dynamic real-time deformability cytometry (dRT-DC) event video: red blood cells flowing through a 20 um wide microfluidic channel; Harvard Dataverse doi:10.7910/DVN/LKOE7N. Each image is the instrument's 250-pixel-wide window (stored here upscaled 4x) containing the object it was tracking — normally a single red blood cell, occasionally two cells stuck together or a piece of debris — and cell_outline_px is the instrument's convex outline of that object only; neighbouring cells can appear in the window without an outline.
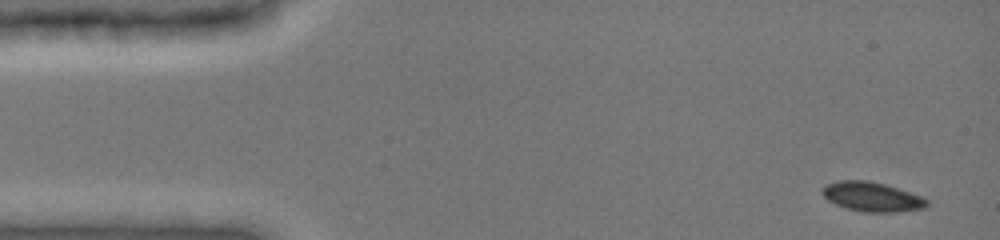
{"species": "common noctule bat (a hibernating species)", "species_latin": "Nyctalus noctula", "temperature_condition": "cold", "stored_images_in_passage": 7, "camera_frame_rate_fps": 3000, "um_per_image_px": 0.085, "animal": {"sex": "female", "body_mass_g": 19.0, "forearm_length_mm": 51.5}, "frame": {"image": 1, "passage_image": 1, "time_ms": 0.0, "image_size_px": [1000, 240], "cell_outline_px": [[928, 204], [924, 208], [896, 212], [860, 212], [844, 208], [828, 200], [824, 196], [824, 188], [828, 184], [840, 180], [864, 180], [884, 184], [920, 196], [928, 200]], "centroid_in_image_um": [74.12, 16.74], "position_along_channel_um": 10.9, "area_um2": 17.63}}
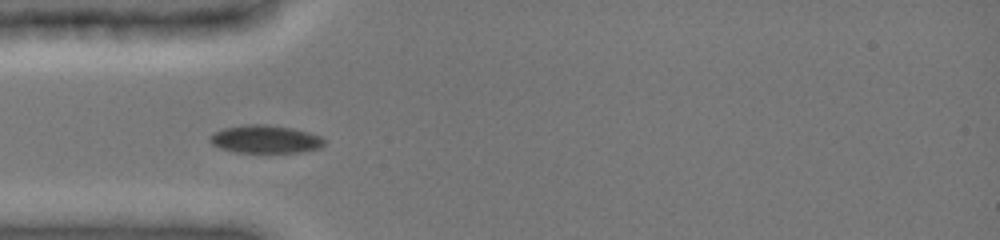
{"frame": {"image": 2, "passage_image": 5, "time_ms": 1.333, "image_size_px": [1000, 240], "cell_outline_px": [[324, 144], [320, 148], [300, 152], [236, 152], [220, 148], [212, 144], [208, 140], [208, 136], [212, 132], [224, 128], [244, 124], [268, 124], [292, 128], [308, 132], [320, 136], [324, 140]], "centroid_in_image_um": [22.5, 11.82], "position_along_channel_um": 62.5, "area_um2": 18.73}}
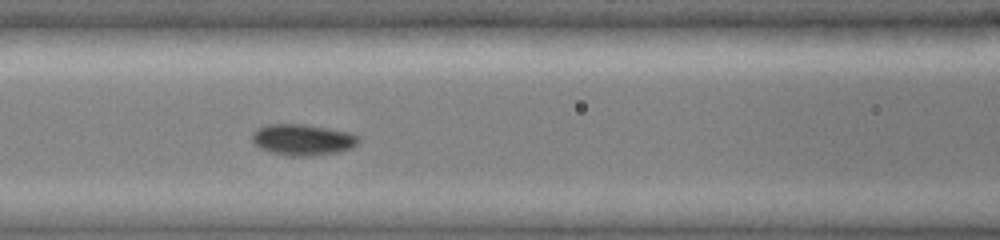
{"frame": {"image": 3, "passage_image": 7, "time_ms": 2.0, "image_size_px": [1000, 240], "cell_outline_px": [[360, 140], [352, 148], [340, 152], [312, 156], [288, 156], [272, 152], [260, 148], [252, 140], [252, 132], [264, 124], [304, 124], [328, 128], [348, 132], [356, 136]], "centroid_in_image_um": [25.71, 11.88], "position_along_channel_um": 140.9, "area_um2": 19.36}}